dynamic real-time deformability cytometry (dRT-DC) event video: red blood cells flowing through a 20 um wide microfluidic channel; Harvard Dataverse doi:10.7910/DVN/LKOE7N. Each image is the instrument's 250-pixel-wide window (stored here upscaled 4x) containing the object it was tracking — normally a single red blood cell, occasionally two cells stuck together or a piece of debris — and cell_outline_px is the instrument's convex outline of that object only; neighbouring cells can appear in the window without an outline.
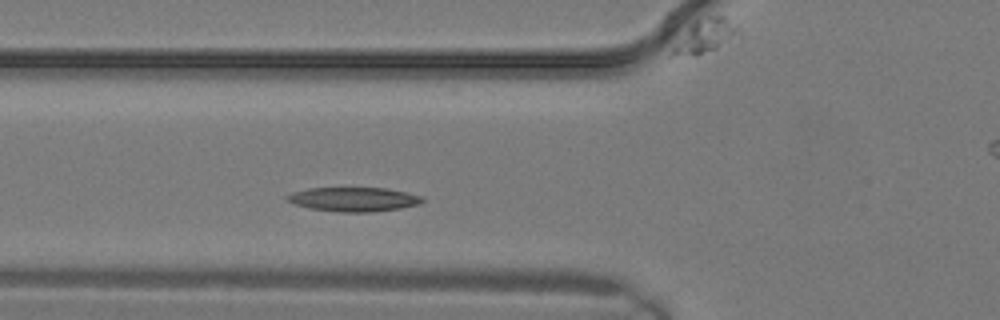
{"species": "common noctule bat (a hibernating species)", "species_latin": "Nyctalus noctula", "temperature_condition": "warm", "stored_images_in_passage": 6, "segment_of_instrument_passage": [1, 2], "camera_frame_rate_fps": 3000, "um_per_image_px": 0.085, "animal": {"sex": "male", "body_mass_g": 19.2, "forearm_length_mm": 51.8}, "frame": {"image": 1, "passage_image": 5, "time_ms": 1.333, "image_size_px": [1000, 320], "cell_outline_px": [[424, 200], [420, 204], [400, 208], [372, 212], [340, 212], [312, 208], [296, 204], [284, 200], [284, 196], [292, 192], [308, 188], [388, 188], [420, 196]], "centroid_in_image_um": [30.03, 16.94], "position_along_channel_um": 95.8, "area_um2": 18.96}}